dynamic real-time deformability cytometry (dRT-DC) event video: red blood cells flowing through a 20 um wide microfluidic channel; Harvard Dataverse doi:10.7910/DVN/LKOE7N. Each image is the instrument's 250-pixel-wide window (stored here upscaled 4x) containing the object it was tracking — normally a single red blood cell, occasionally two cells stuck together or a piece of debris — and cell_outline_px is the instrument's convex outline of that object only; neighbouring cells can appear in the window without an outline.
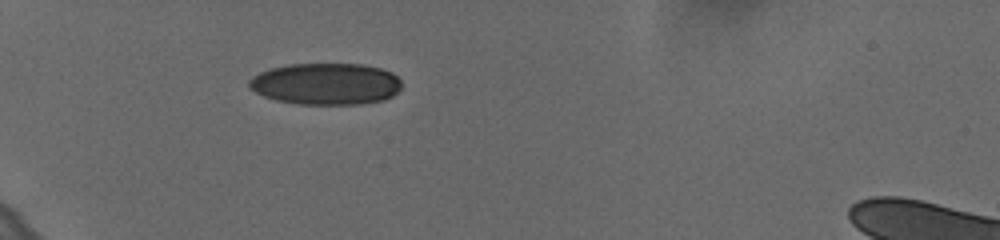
{"species": "human", "species_latin": "Homo sapiens", "temperature_condition": "cold", "stored_images_in_passage": 1, "camera_frame_rate_fps": 3000, "um_per_image_px": 0.085, "donor": {"sex": "female"}, "frame": {"image": 1, "passage_image": 1, "time_ms": 0.0, "image_size_px": [1000, 240], "cell_outline_px": [[400, 88], [392, 96], [384, 100], [360, 104], [300, 104], [276, 100], [264, 96], [256, 92], [248, 84], [248, 80], [252, 76], [260, 72], [272, 68], [288, 64], [364, 64], [380, 68], [392, 72], [400, 80]], "centroid_in_image_um": [27.71, 7.12], "position_along_channel_um": 57.3, "area_um2": 36.99}}